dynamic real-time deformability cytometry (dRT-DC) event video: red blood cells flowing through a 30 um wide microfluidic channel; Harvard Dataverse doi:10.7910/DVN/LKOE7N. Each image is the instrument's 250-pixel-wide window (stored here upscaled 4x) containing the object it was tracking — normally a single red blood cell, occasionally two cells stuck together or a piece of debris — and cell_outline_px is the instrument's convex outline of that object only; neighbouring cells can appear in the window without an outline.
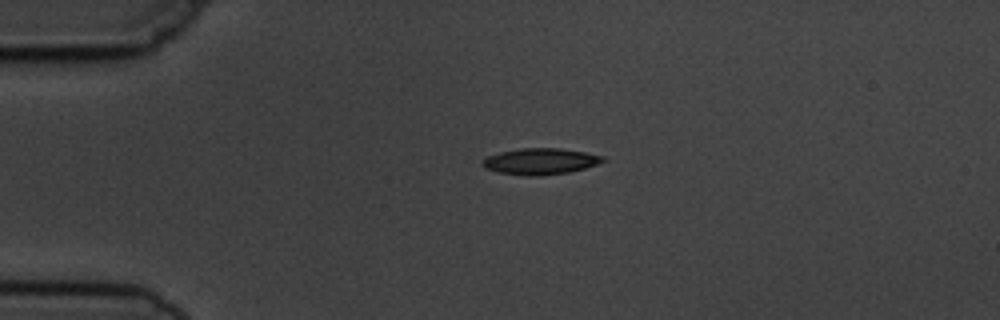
{"species": "common noctule bat (a hibernating species)", "species_latin": "Nyctalus noctula", "temperature_condition": "cold", "stored_images_in_passage": 3, "camera_frame_rate_fps": 3000, "um_per_image_px": 0.085, "animal": {"sex": "male", "body_mass_g": 19.5, "forearm_length_mm": 54.6}, "frame": {"image": 1, "passage_image": 1, "time_ms": 0.0, "image_size_px": [1000, 320], "cell_outline_px": [[608, 160], [584, 168], [568, 172], [540, 176], [528, 176], [500, 172], [484, 168], [480, 164], [488, 156], [500, 152], [520, 148], [560, 148], [584, 152], [604, 156]], "centroid_in_image_um": [45.94, 13.71], "position_along_channel_um": 39.1, "area_um2": 18.32}}
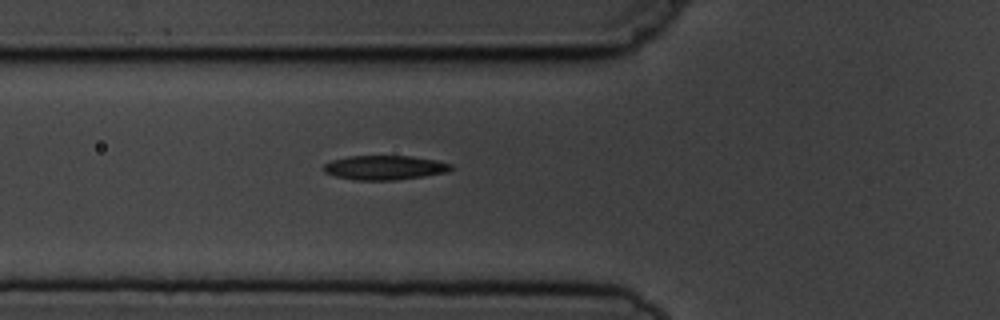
{"frame": {"image": 2, "passage_image": 3, "time_ms": 2.333, "image_size_px": [1000, 320], "cell_outline_px": [[452, 168], [448, 172], [424, 176], [396, 180], [356, 180], [336, 176], [324, 172], [320, 168], [324, 164], [332, 160], [348, 156], [412, 156], [436, 160], [452, 164]], "centroid_in_image_um": [32.68, 14.24], "position_along_channel_um": 93.1, "area_um2": 18.15}}